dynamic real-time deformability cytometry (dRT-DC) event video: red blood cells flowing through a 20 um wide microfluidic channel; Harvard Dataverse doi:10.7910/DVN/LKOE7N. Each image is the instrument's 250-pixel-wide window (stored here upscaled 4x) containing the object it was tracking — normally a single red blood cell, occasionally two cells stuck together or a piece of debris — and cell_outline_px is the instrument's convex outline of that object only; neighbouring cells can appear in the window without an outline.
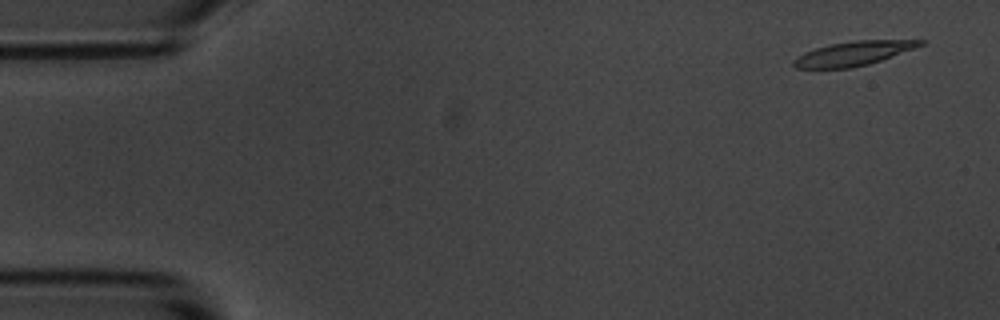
{"species": "common noctule bat (a hibernating species)", "species_latin": "Nyctalus noctula", "temperature_condition": "room temperature", "stored_images_in_passage": 5, "segment_of_instrument_passage": [1, 2], "camera_frame_rate_fps": 3000, "um_per_image_px": 0.085, "animal": {"sex": "male", "body_mass_g": 20.1, "forearm_length_mm": 53.5}, "frame": {"image": 1, "passage_image": 1, "time_ms": 0.0, "image_size_px": [1000, 320], "cell_outline_px": [[928, 40], [924, 44], [916, 48], [868, 64], [852, 68], [796, 68], [792, 64], [792, 60], [796, 56], [804, 52], [828, 44], [856, 40]], "centroid_in_image_um": [72.52, 4.54], "position_along_channel_um": 12.5, "area_um2": 17.92}}